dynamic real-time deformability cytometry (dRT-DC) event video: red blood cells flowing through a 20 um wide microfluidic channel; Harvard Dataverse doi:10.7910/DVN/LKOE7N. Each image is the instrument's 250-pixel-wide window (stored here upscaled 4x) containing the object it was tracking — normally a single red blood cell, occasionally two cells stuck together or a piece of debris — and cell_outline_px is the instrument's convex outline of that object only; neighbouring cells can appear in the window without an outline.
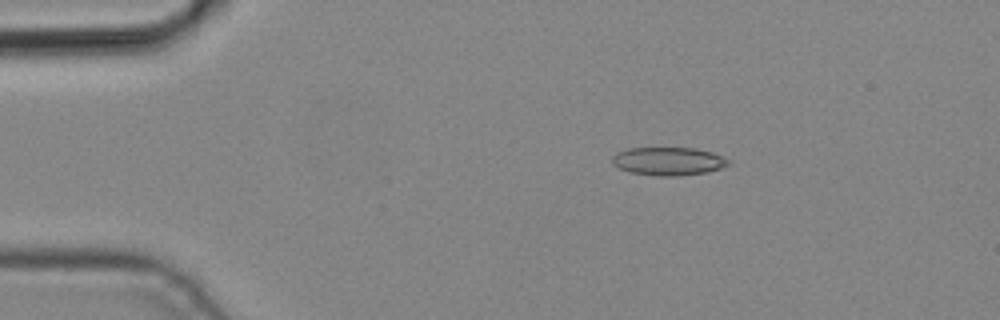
{"species": "common noctule bat (a hibernating species)", "species_latin": "Nyctalus noctula", "temperature_condition": "cold", "stored_images_in_passage": 4, "camera_frame_rate_fps": 3000, "um_per_image_px": 0.085, "animal": {"sex": "male", "body_mass_g": 19.2, "forearm_length_mm": 51.8}, "frame": {"image": 1, "passage_image": 1, "time_ms": 0.0, "image_size_px": [1000, 320], "cell_outline_px": [[728, 164], [720, 168], [708, 172], [676, 176], [656, 176], [632, 172], [620, 168], [612, 164], [612, 156], [616, 152], [628, 148], [692, 148], [712, 152], [728, 160]], "centroid_in_image_um": [56.76, 13.7], "position_along_channel_um": 28.2, "area_um2": 18.9}}
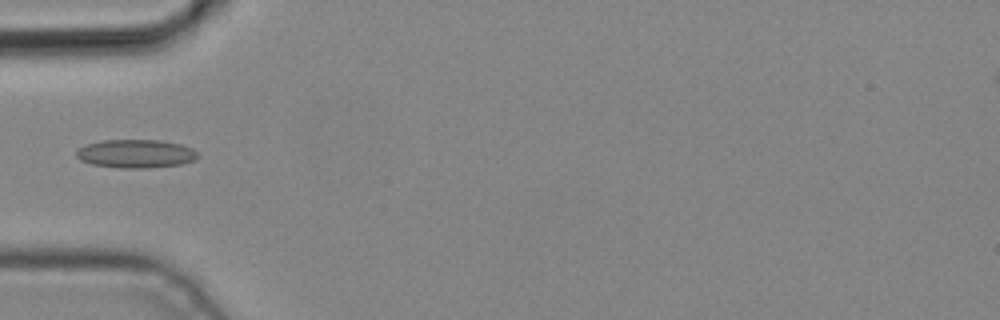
{"frame": {"image": 2, "passage_image": 3, "time_ms": 0.667, "image_size_px": [1000, 320], "cell_outline_px": [[196, 160], [184, 164], [148, 168], [120, 168], [92, 164], [80, 160], [76, 156], [76, 152], [84, 144], [104, 140], [160, 140], [180, 144], [192, 148], [196, 152]], "centroid_in_image_um": [11.54, 13.07], "position_along_channel_um": 73.5, "area_um2": 20.17}}
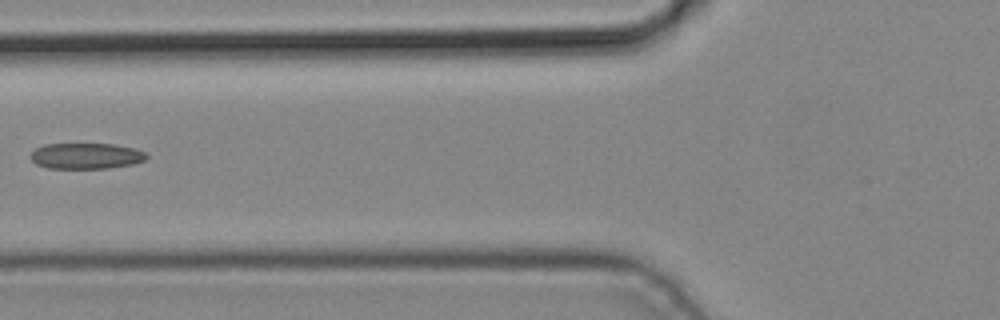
{"frame": {"image": 3, "passage_image": 4, "time_ms": 1.0, "image_size_px": [1000, 320], "cell_outline_px": [[148, 156], [144, 160], [132, 164], [108, 168], [48, 168], [36, 164], [28, 156], [36, 148], [44, 144], [116, 144], [136, 148], [144, 152]], "centroid_in_image_um": [7.3, 13.25], "position_along_channel_um": 118.5, "area_um2": 17.51}}